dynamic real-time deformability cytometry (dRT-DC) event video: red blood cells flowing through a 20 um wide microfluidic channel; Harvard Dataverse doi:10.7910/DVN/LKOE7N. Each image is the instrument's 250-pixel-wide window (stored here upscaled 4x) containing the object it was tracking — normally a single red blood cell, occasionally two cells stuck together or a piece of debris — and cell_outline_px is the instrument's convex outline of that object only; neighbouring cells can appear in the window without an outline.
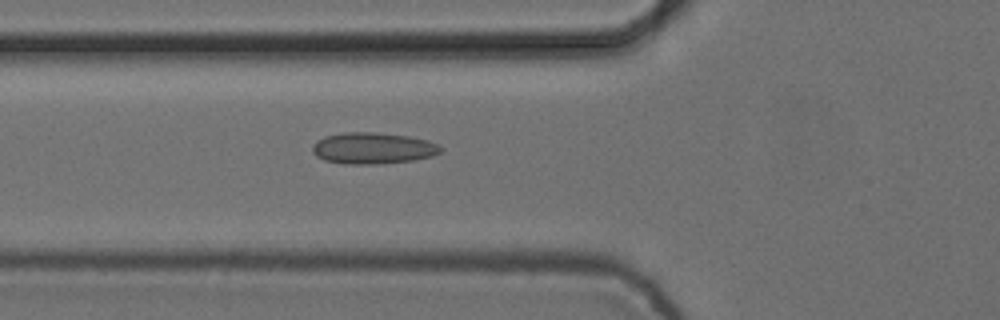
{"species": "common noctule bat (a hibernating species)", "species_latin": "Nyctalus noctula", "temperature_condition": "cold", "stored_images_in_passage": 5, "camera_frame_rate_fps": 3000, "um_per_image_px": 0.085, "animal": {"sex": "female", "body_mass_g": 24.6, "forearm_length_mm": 56.2}, "frame": {"image": 1, "passage_image": 5, "time_ms": 1.333, "image_size_px": [1000, 320], "cell_outline_px": [[444, 148], [440, 152], [432, 156], [412, 160], [376, 164], [344, 164], [324, 160], [316, 156], [312, 152], [312, 144], [316, 140], [324, 136], [344, 132], [376, 132], [408, 136], [428, 140]], "centroid_in_image_um": [31.66, 12.59], "position_along_channel_um": 94.1, "area_um2": 23.58}}